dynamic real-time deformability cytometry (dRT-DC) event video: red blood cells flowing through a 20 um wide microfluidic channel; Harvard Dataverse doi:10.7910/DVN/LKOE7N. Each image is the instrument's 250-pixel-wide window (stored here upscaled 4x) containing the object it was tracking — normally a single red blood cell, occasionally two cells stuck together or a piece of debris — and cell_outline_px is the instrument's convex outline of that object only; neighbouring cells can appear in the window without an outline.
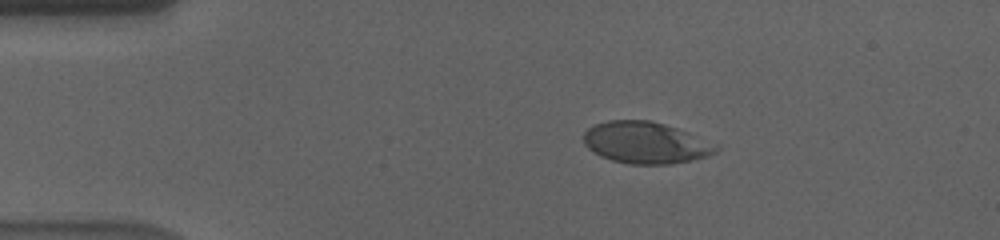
{"species": "human", "species_latin": "Homo sapiens", "temperature_condition": "cold", "stored_images_in_passage": 57, "camera_frame_rate_fps": 3000, "um_per_image_px": 0.085, "donor": {"sex": "male"}, "frame": {"image": 1, "passage_image": 11, "time_ms": 3.333, "image_size_px": [1000, 240], "cell_outline_px": [[720, 148], [716, 152], [692, 160], [672, 164], [628, 164], [612, 160], [600, 156], [592, 152], [584, 144], [584, 132], [588, 128], [596, 124], [608, 120], [652, 120], [676, 128], [716, 144]], "centroid_in_image_um": [54.84, 12.13], "position_along_channel_um": 30.2, "area_um2": 32.02}}
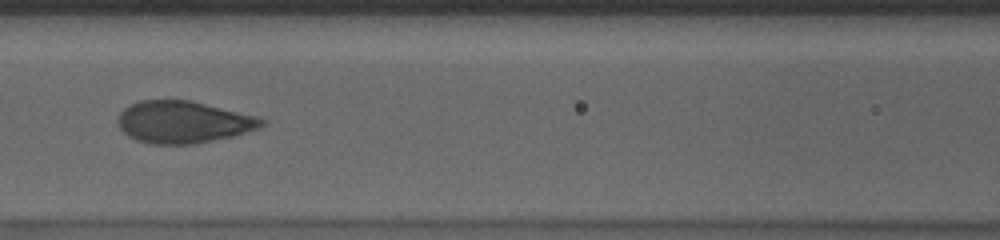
{"frame": {"image": 2, "passage_image": 26, "time_ms": 8.333, "image_size_px": [1000, 240], "cell_outline_px": [[268, 120], [260, 128], [232, 136], [196, 144], [152, 144], [136, 140], [128, 136], [120, 128], [116, 120], [120, 112], [128, 104], [140, 100], [188, 100], [260, 116]], "centroid_in_image_um": [15.59, 10.37], "position_along_channel_um": 151.0, "area_um2": 35.55}}
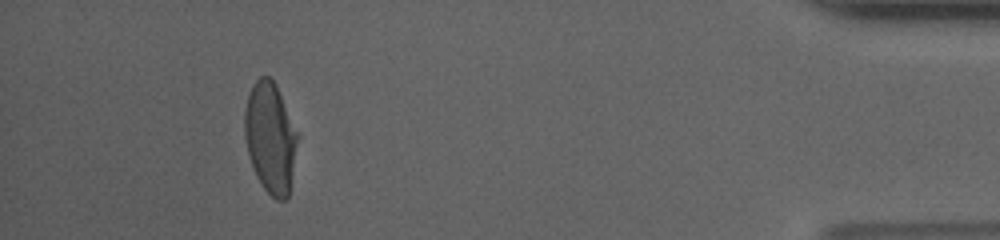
{"frame": {"image": 3, "passage_image": 53, "time_ms": 17.333, "image_size_px": [1000, 240], "cell_outline_px": [[296, 144], [288, 196], [284, 200], [276, 200], [264, 188], [252, 164], [248, 152], [244, 136], [244, 112], [248, 96], [252, 84], [260, 76], [268, 76], [276, 84], [296, 132]], "centroid_in_image_um": [22.94, 11.66], "position_along_channel_um": 412.3, "area_um2": 33.06}, "authors_computed_cell_mechanics": {"area_um2": 35.258, "velocity_mm_per_s": 3.5653, "shape_relaxation_time_tau1_ms": 4.5116, "shape_relaxation_time_tau2_ms": null, "deformation_change_tau1": 0.1726, "deformation_change_tau2": null}}